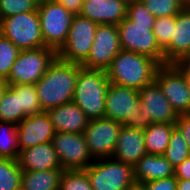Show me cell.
Wrapping results in <instances>:
<instances>
[{
    "mask_svg": "<svg viewBox=\"0 0 190 190\" xmlns=\"http://www.w3.org/2000/svg\"><path fill=\"white\" fill-rule=\"evenodd\" d=\"M120 50L117 26L98 24L90 53L81 66L87 69L106 71L111 65L112 59Z\"/></svg>",
    "mask_w": 190,
    "mask_h": 190,
    "instance_id": "14",
    "label": "cell"
},
{
    "mask_svg": "<svg viewBox=\"0 0 190 190\" xmlns=\"http://www.w3.org/2000/svg\"><path fill=\"white\" fill-rule=\"evenodd\" d=\"M175 65L184 73L190 91V65L186 64L184 61H180Z\"/></svg>",
    "mask_w": 190,
    "mask_h": 190,
    "instance_id": "39",
    "label": "cell"
},
{
    "mask_svg": "<svg viewBox=\"0 0 190 190\" xmlns=\"http://www.w3.org/2000/svg\"><path fill=\"white\" fill-rule=\"evenodd\" d=\"M16 127L20 151L41 143L52 142L55 135L47 111L23 118Z\"/></svg>",
    "mask_w": 190,
    "mask_h": 190,
    "instance_id": "16",
    "label": "cell"
},
{
    "mask_svg": "<svg viewBox=\"0 0 190 190\" xmlns=\"http://www.w3.org/2000/svg\"><path fill=\"white\" fill-rule=\"evenodd\" d=\"M175 127L181 132L190 148V114H179Z\"/></svg>",
    "mask_w": 190,
    "mask_h": 190,
    "instance_id": "36",
    "label": "cell"
},
{
    "mask_svg": "<svg viewBox=\"0 0 190 190\" xmlns=\"http://www.w3.org/2000/svg\"><path fill=\"white\" fill-rule=\"evenodd\" d=\"M57 3L63 5L68 11L74 15L80 13L84 0H54Z\"/></svg>",
    "mask_w": 190,
    "mask_h": 190,
    "instance_id": "38",
    "label": "cell"
},
{
    "mask_svg": "<svg viewBox=\"0 0 190 190\" xmlns=\"http://www.w3.org/2000/svg\"><path fill=\"white\" fill-rule=\"evenodd\" d=\"M109 84L106 71L87 69L79 64V75L72 101L90 120L103 118Z\"/></svg>",
    "mask_w": 190,
    "mask_h": 190,
    "instance_id": "4",
    "label": "cell"
},
{
    "mask_svg": "<svg viewBox=\"0 0 190 190\" xmlns=\"http://www.w3.org/2000/svg\"><path fill=\"white\" fill-rule=\"evenodd\" d=\"M163 155L174 168L190 157V148L176 127L172 131L169 144Z\"/></svg>",
    "mask_w": 190,
    "mask_h": 190,
    "instance_id": "28",
    "label": "cell"
},
{
    "mask_svg": "<svg viewBox=\"0 0 190 190\" xmlns=\"http://www.w3.org/2000/svg\"><path fill=\"white\" fill-rule=\"evenodd\" d=\"M52 144L64 170H84L95 161L83 133L55 132Z\"/></svg>",
    "mask_w": 190,
    "mask_h": 190,
    "instance_id": "11",
    "label": "cell"
},
{
    "mask_svg": "<svg viewBox=\"0 0 190 190\" xmlns=\"http://www.w3.org/2000/svg\"><path fill=\"white\" fill-rule=\"evenodd\" d=\"M20 49L8 38L0 35V80L6 81Z\"/></svg>",
    "mask_w": 190,
    "mask_h": 190,
    "instance_id": "30",
    "label": "cell"
},
{
    "mask_svg": "<svg viewBox=\"0 0 190 190\" xmlns=\"http://www.w3.org/2000/svg\"><path fill=\"white\" fill-rule=\"evenodd\" d=\"M64 169L22 170L21 190H59Z\"/></svg>",
    "mask_w": 190,
    "mask_h": 190,
    "instance_id": "23",
    "label": "cell"
},
{
    "mask_svg": "<svg viewBox=\"0 0 190 190\" xmlns=\"http://www.w3.org/2000/svg\"><path fill=\"white\" fill-rule=\"evenodd\" d=\"M139 91L110 83L106 92L105 116L122 126L145 130L153 121H144Z\"/></svg>",
    "mask_w": 190,
    "mask_h": 190,
    "instance_id": "5",
    "label": "cell"
},
{
    "mask_svg": "<svg viewBox=\"0 0 190 190\" xmlns=\"http://www.w3.org/2000/svg\"><path fill=\"white\" fill-rule=\"evenodd\" d=\"M144 190H177V178L175 176L158 180H151L140 184Z\"/></svg>",
    "mask_w": 190,
    "mask_h": 190,
    "instance_id": "35",
    "label": "cell"
},
{
    "mask_svg": "<svg viewBox=\"0 0 190 190\" xmlns=\"http://www.w3.org/2000/svg\"><path fill=\"white\" fill-rule=\"evenodd\" d=\"M126 13L127 5L121 0H84L79 15L97 24L117 25Z\"/></svg>",
    "mask_w": 190,
    "mask_h": 190,
    "instance_id": "18",
    "label": "cell"
},
{
    "mask_svg": "<svg viewBox=\"0 0 190 190\" xmlns=\"http://www.w3.org/2000/svg\"><path fill=\"white\" fill-rule=\"evenodd\" d=\"M19 153L16 125L0 121V157L17 160Z\"/></svg>",
    "mask_w": 190,
    "mask_h": 190,
    "instance_id": "27",
    "label": "cell"
},
{
    "mask_svg": "<svg viewBox=\"0 0 190 190\" xmlns=\"http://www.w3.org/2000/svg\"><path fill=\"white\" fill-rule=\"evenodd\" d=\"M26 116L18 111L17 92L8 85L0 103V121L17 125Z\"/></svg>",
    "mask_w": 190,
    "mask_h": 190,
    "instance_id": "29",
    "label": "cell"
},
{
    "mask_svg": "<svg viewBox=\"0 0 190 190\" xmlns=\"http://www.w3.org/2000/svg\"><path fill=\"white\" fill-rule=\"evenodd\" d=\"M56 57L57 52L48 47L20 50L5 83L36 84Z\"/></svg>",
    "mask_w": 190,
    "mask_h": 190,
    "instance_id": "8",
    "label": "cell"
},
{
    "mask_svg": "<svg viewBox=\"0 0 190 190\" xmlns=\"http://www.w3.org/2000/svg\"><path fill=\"white\" fill-rule=\"evenodd\" d=\"M22 170L17 160L0 157V190H21Z\"/></svg>",
    "mask_w": 190,
    "mask_h": 190,
    "instance_id": "26",
    "label": "cell"
},
{
    "mask_svg": "<svg viewBox=\"0 0 190 190\" xmlns=\"http://www.w3.org/2000/svg\"><path fill=\"white\" fill-rule=\"evenodd\" d=\"M1 35L20 50L45 47L37 11L18 13L1 20Z\"/></svg>",
    "mask_w": 190,
    "mask_h": 190,
    "instance_id": "9",
    "label": "cell"
},
{
    "mask_svg": "<svg viewBox=\"0 0 190 190\" xmlns=\"http://www.w3.org/2000/svg\"><path fill=\"white\" fill-rule=\"evenodd\" d=\"M155 19L140 0L127 5L126 18L116 26L121 49L145 55L164 65V51L152 31Z\"/></svg>",
    "mask_w": 190,
    "mask_h": 190,
    "instance_id": "1",
    "label": "cell"
},
{
    "mask_svg": "<svg viewBox=\"0 0 190 190\" xmlns=\"http://www.w3.org/2000/svg\"><path fill=\"white\" fill-rule=\"evenodd\" d=\"M98 24L79 14L74 15L65 44L57 52L61 60L82 64L88 57Z\"/></svg>",
    "mask_w": 190,
    "mask_h": 190,
    "instance_id": "10",
    "label": "cell"
},
{
    "mask_svg": "<svg viewBox=\"0 0 190 190\" xmlns=\"http://www.w3.org/2000/svg\"><path fill=\"white\" fill-rule=\"evenodd\" d=\"M190 54V9L176 15L170 45L164 50L165 64L184 61Z\"/></svg>",
    "mask_w": 190,
    "mask_h": 190,
    "instance_id": "17",
    "label": "cell"
},
{
    "mask_svg": "<svg viewBox=\"0 0 190 190\" xmlns=\"http://www.w3.org/2000/svg\"><path fill=\"white\" fill-rule=\"evenodd\" d=\"M37 12L45 47L58 52L67 40L74 14L54 0H40Z\"/></svg>",
    "mask_w": 190,
    "mask_h": 190,
    "instance_id": "6",
    "label": "cell"
},
{
    "mask_svg": "<svg viewBox=\"0 0 190 190\" xmlns=\"http://www.w3.org/2000/svg\"><path fill=\"white\" fill-rule=\"evenodd\" d=\"M40 0H0L2 18L18 13L37 11Z\"/></svg>",
    "mask_w": 190,
    "mask_h": 190,
    "instance_id": "34",
    "label": "cell"
},
{
    "mask_svg": "<svg viewBox=\"0 0 190 190\" xmlns=\"http://www.w3.org/2000/svg\"><path fill=\"white\" fill-rule=\"evenodd\" d=\"M136 184L174 176V167L164 155L146 154L134 166Z\"/></svg>",
    "mask_w": 190,
    "mask_h": 190,
    "instance_id": "22",
    "label": "cell"
},
{
    "mask_svg": "<svg viewBox=\"0 0 190 190\" xmlns=\"http://www.w3.org/2000/svg\"><path fill=\"white\" fill-rule=\"evenodd\" d=\"M175 23L176 15L158 17L155 19L152 31L155 34L158 45L163 51L170 45Z\"/></svg>",
    "mask_w": 190,
    "mask_h": 190,
    "instance_id": "31",
    "label": "cell"
},
{
    "mask_svg": "<svg viewBox=\"0 0 190 190\" xmlns=\"http://www.w3.org/2000/svg\"><path fill=\"white\" fill-rule=\"evenodd\" d=\"M141 101L140 111L143 113L144 121L153 123L175 124L178 118L177 112L172 108L170 102L156 81L144 86L139 90Z\"/></svg>",
    "mask_w": 190,
    "mask_h": 190,
    "instance_id": "15",
    "label": "cell"
},
{
    "mask_svg": "<svg viewBox=\"0 0 190 190\" xmlns=\"http://www.w3.org/2000/svg\"><path fill=\"white\" fill-rule=\"evenodd\" d=\"M160 66L155 59L121 49L112 59L106 73L110 83L139 91L155 81Z\"/></svg>",
    "mask_w": 190,
    "mask_h": 190,
    "instance_id": "3",
    "label": "cell"
},
{
    "mask_svg": "<svg viewBox=\"0 0 190 190\" xmlns=\"http://www.w3.org/2000/svg\"><path fill=\"white\" fill-rule=\"evenodd\" d=\"M17 92L18 111L28 117L43 112L35 84L10 85Z\"/></svg>",
    "mask_w": 190,
    "mask_h": 190,
    "instance_id": "25",
    "label": "cell"
},
{
    "mask_svg": "<svg viewBox=\"0 0 190 190\" xmlns=\"http://www.w3.org/2000/svg\"><path fill=\"white\" fill-rule=\"evenodd\" d=\"M121 1H123L126 5H129L131 3H134V2L140 1V0H121Z\"/></svg>",
    "mask_w": 190,
    "mask_h": 190,
    "instance_id": "44",
    "label": "cell"
},
{
    "mask_svg": "<svg viewBox=\"0 0 190 190\" xmlns=\"http://www.w3.org/2000/svg\"><path fill=\"white\" fill-rule=\"evenodd\" d=\"M174 176L177 179L190 180V157L174 168Z\"/></svg>",
    "mask_w": 190,
    "mask_h": 190,
    "instance_id": "37",
    "label": "cell"
},
{
    "mask_svg": "<svg viewBox=\"0 0 190 190\" xmlns=\"http://www.w3.org/2000/svg\"><path fill=\"white\" fill-rule=\"evenodd\" d=\"M174 128L171 123H152L143 130L147 154L163 155Z\"/></svg>",
    "mask_w": 190,
    "mask_h": 190,
    "instance_id": "24",
    "label": "cell"
},
{
    "mask_svg": "<svg viewBox=\"0 0 190 190\" xmlns=\"http://www.w3.org/2000/svg\"><path fill=\"white\" fill-rule=\"evenodd\" d=\"M146 154L143 130L122 126L112 158L134 166Z\"/></svg>",
    "mask_w": 190,
    "mask_h": 190,
    "instance_id": "19",
    "label": "cell"
},
{
    "mask_svg": "<svg viewBox=\"0 0 190 190\" xmlns=\"http://www.w3.org/2000/svg\"><path fill=\"white\" fill-rule=\"evenodd\" d=\"M184 62L188 65H190V54L188 55V57L184 60Z\"/></svg>",
    "mask_w": 190,
    "mask_h": 190,
    "instance_id": "45",
    "label": "cell"
},
{
    "mask_svg": "<svg viewBox=\"0 0 190 190\" xmlns=\"http://www.w3.org/2000/svg\"><path fill=\"white\" fill-rule=\"evenodd\" d=\"M84 171L93 190H129L136 184L133 166L112 157L97 159Z\"/></svg>",
    "mask_w": 190,
    "mask_h": 190,
    "instance_id": "7",
    "label": "cell"
},
{
    "mask_svg": "<svg viewBox=\"0 0 190 190\" xmlns=\"http://www.w3.org/2000/svg\"><path fill=\"white\" fill-rule=\"evenodd\" d=\"M184 9H190V0H181Z\"/></svg>",
    "mask_w": 190,
    "mask_h": 190,
    "instance_id": "42",
    "label": "cell"
},
{
    "mask_svg": "<svg viewBox=\"0 0 190 190\" xmlns=\"http://www.w3.org/2000/svg\"><path fill=\"white\" fill-rule=\"evenodd\" d=\"M78 75L79 64L55 58L35 84L43 111L72 102Z\"/></svg>",
    "mask_w": 190,
    "mask_h": 190,
    "instance_id": "2",
    "label": "cell"
},
{
    "mask_svg": "<svg viewBox=\"0 0 190 190\" xmlns=\"http://www.w3.org/2000/svg\"><path fill=\"white\" fill-rule=\"evenodd\" d=\"M17 161L21 170L24 171L62 169L52 142L21 150Z\"/></svg>",
    "mask_w": 190,
    "mask_h": 190,
    "instance_id": "21",
    "label": "cell"
},
{
    "mask_svg": "<svg viewBox=\"0 0 190 190\" xmlns=\"http://www.w3.org/2000/svg\"><path fill=\"white\" fill-rule=\"evenodd\" d=\"M149 12L155 17L174 16L182 9L181 0H142Z\"/></svg>",
    "mask_w": 190,
    "mask_h": 190,
    "instance_id": "33",
    "label": "cell"
},
{
    "mask_svg": "<svg viewBox=\"0 0 190 190\" xmlns=\"http://www.w3.org/2000/svg\"><path fill=\"white\" fill-rule=\"evenodd\" d=\"M129 190H144V188L140 184H135Z\"/></svg>",
    "mask_w": 190,
    "mask_h": 190,
    "instance_id": "43",
    "label": "cell"
},
{
    "mask_svg": "<svg viewBox=\"0 0 190 190\" xmlns=\"http://www.w3.org/2000/svg\"><path fill=\"white\" fill-rule=\"evenodd\" d=\"M8 85L5 83V81L3 80H0V103H1V100H2V96L4 94V91L6 89Z\"/></svg>",
    "mask_w": 190,
    "mask_h": 190,
    "instance_id": "41",
    "label": "cell"
},
{
    "mask_svg": "<svg viewBox=\"0 0 190 190\" xmlns=\"http://www.w3.org/2000/svg\"><path fill=\"white\" fill-rule=\"evenodd\" d=\"M55 132L84 133L89 118L73 101L47 110Z\"/></svg>",
    "mask_w": 190,
    "mask_h": 190,
    "instance_id": "20",
    "label": "cell"
},
{
    "mask_svg": "<svg viewBox=\"0 0 190 190\" xmlns=\"http://www.w3.org/2000/svg\"><path fill=\"white\" fill-rule=\"evenodd\" d=\"M177 190H190V180L177 179Z\"/></svg>",
    "mask_w": 190,
    "mask_h": 190,
    "instance_id": "40",
    "label": "cell"
},
{
    "mask_svg": "<svg viewBox=\"0 0 190 190\" xmlns=\"http://www.w3.org/2000/svg\"><path fill=\"white\" fill-rule=\"evenodd\" d=\"M59 190H93L84 170H64Z\"/></svg>",
    "mask_w": 190,
    "mask_h": 190,
    "instance_id": "32",
    "label": "cell"
},
{
    "mask_svg": "<svg viewBox=\"0 0 190 190\" xmlns=\"http://www.w3.org/2000/svg\"><path fill=\"white\" fill-rule=\"evenodd\" d=\"M155 81L177 114H190V91L184 73L175 64L161 65Z\"/></svg>",
    "mask_w": 190,
    "mask_h": 190,
    "instance_id": "12",
    "label": "cell"
},
{
    "mask_svg": "<svg viewBox=\"0 0 190 190\" xmlns=\"http://www.w3.org/2000/svg\"><path fill=\"white\" fill-rule=\"evenodd\" d=\"M122 124L110 118L89 120L85 140L94 160L112 157Z\"/></svg>",
    "mask_w": 190,
    "mask_h": 190,
    "instance_id": "13",
    "label": "cell"
}]
</instances>
